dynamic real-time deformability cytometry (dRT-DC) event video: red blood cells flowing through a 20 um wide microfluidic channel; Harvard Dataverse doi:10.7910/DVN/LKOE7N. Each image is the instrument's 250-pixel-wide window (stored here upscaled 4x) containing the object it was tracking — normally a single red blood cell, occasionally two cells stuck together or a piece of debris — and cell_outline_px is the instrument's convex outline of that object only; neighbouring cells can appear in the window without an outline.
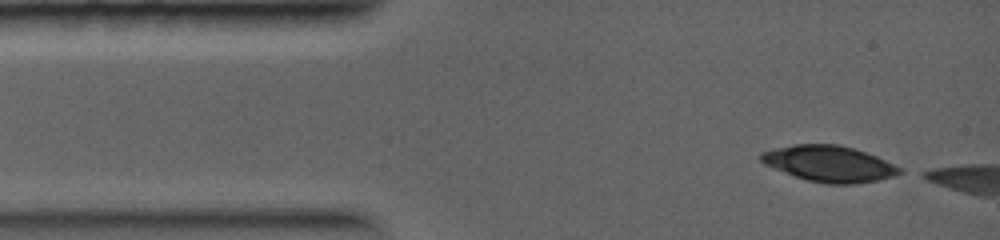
{"species": "common noctule bat (a hibernating species)", "species_latin": "Nyctalus noctula", "temperature_condition": "warm", "stored_images_in_passage": 3, "camera_frame_rate_fps": 5000, "um_per_image_px": 0.085, "animal": {"sex": "female", "body_mass_g": 19.0, "forearm_length_mm": 56.7}, "frame": {"image": 1, "passage_image": 1, "time_ms": 0.0, "image_size_px": [1000, 240], "cell_outline_px": [[904, 172], [896, 176], [876, 180], [852, 184], [828, 184], [808, 180], [796, 176], [764, 164], [760, 160], [760, 152], [776, 148], [796, 144], [836, 144], [852, 148], [876, 156], [904, 168]], "centroid_in_image_um": [70.52, 13.92], "position_along_channel_um": 14.5, "area_um2": 28.9}}